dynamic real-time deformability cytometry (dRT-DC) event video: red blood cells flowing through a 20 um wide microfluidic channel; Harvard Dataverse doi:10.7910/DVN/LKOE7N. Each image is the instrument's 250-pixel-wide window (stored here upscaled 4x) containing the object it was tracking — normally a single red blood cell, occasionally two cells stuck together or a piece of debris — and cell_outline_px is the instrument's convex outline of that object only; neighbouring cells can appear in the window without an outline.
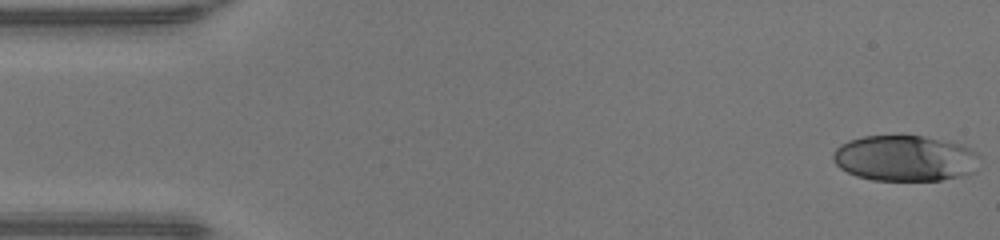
{"species": "human", "species_latin": "Homo sapiens", "temperature_condition": "warm", "stored_images_in_passage": 48, "camera_frame_rate_fps": 3000, "um_per_image_px": 0.085, "donor": {"sex": "male"}, "frame": {"image": 1, "passage_image": 1, "time_ms": 0.0, "image_size_px": [1000, 240], "cell_outline_px": [[980, 156], [976, 172], [968, 176], [940, 180], [872, 180], [856, 176], [840, 168], [836, 164], [832, 156], [836, 148], [840, 144], [848, 140], [864, 136], [924, 136], [948, 140], [972, 148]], "centroid_in_image_um": [76.99, 13.46], "position_along_channel_um": 8.0, "area_um2": 39.71}}
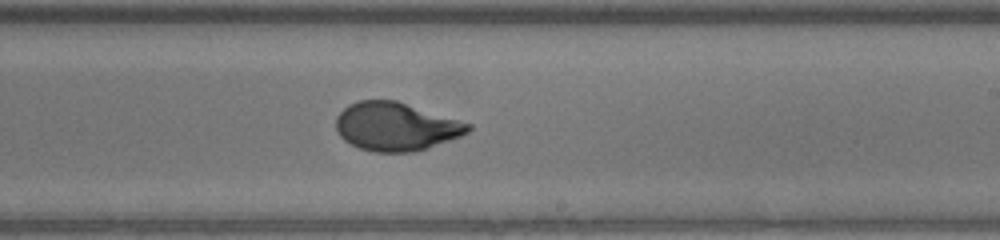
{"frame": {"image": 2, "passage_image": 28, "time_ms": 9.0, "image_size_px": [1000, 240], "cell_outline_px": [[472, 128], [468, 132], [460, 136], [428, 148], [412, 152], [372, 152], [360, 148], [344, 140], [336, 132], [336, 116], [348, 104], [360, 100], [396, 100], [472, 124]], "centroid_in_image_um": [33.63, 10.76], "position_along_channel_um": 255.4, "area_um2": 37.22}}
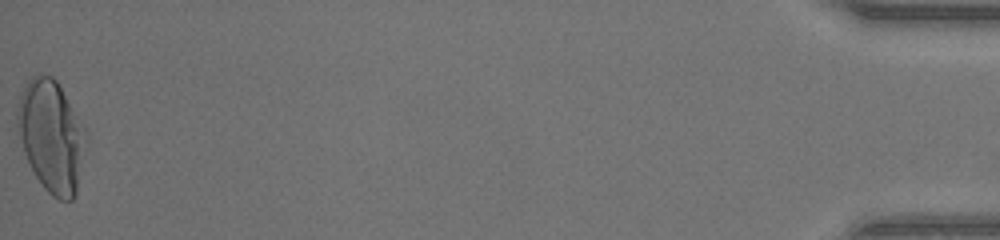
{"frame": {"image": 3, "passage_image": 48, "time_ms": 15.667, "image_size_px": [1000, 240], "cell_outline_px": [[88, 148], [76, 196], [72, 200], [60, 200], [52, 196], [44, 188], [36, 176], [24, 152], [16, 124], [16, 112], [20, 92], [28, 80], [32, 76], [40, 72], [52, 76], [56, 80], [84, 128], [88, 136]], "centroid_in_image_um": [4.39, 11.58], "position_along_channel_um": 430.8, "area_um2": 45.26}, "authors_computed_cell_mechanics": {"area_um2": 37.7434, "velocity_mm_per_s": 4.295, "shape_relaxation_time_tau1_ms": 6.9967, "shape_relaxation_time_tau2_ms": null, "deformation_change_tau1": 0.3209, "deformation_change_tau2": null}}